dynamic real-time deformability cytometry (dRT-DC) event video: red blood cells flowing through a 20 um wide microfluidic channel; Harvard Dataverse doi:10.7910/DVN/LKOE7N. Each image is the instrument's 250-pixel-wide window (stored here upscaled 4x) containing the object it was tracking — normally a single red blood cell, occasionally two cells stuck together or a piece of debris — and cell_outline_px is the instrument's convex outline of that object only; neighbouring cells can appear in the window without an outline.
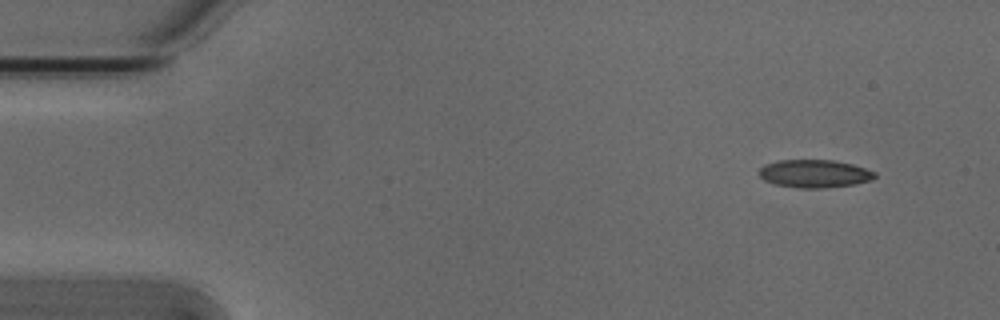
{"species": "Egyptian fruit bat (a non-hibernating species)", "species_latin": "Rousettus aegyptiacus", "temperature_condition": "cold", "stored_images_in_passage": 4, "camera_frame_rate_fps": 3000, "um_per_image_px": 0.085, "animal": {"sex": "male"}, "frame": {"image": 1, "passage_image": 1, "time_ms": 0.0, "image_size_px": [1000, 320], "cell_outline_px": [[876, 176], [872, 180], [856, 184], [824, 188], [796, 188], [772, 184], [764, 180], [760, 176], [760, 168], [764, 164], [780, 160], [832, 160], [852, 164], [876, 172]], "centroid_in_image_um": [69.23, 14.77], "position_along_channel_um": 15.8, "area_um2": 18.96}}
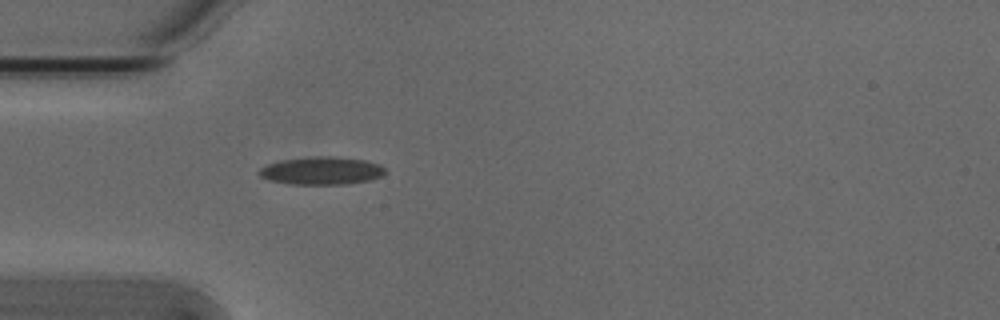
{"frame": {"image": 2, "passage_image": 4, "time_ms": 1.0, "image_size_px": [1000, 320], "cell_outline_px": [[388, 172], [380, 176], [368, 180], [348, 184], [288, 184], [268, 180], [260, 176], [256, 172], [260, 168], [268, 164], [284, 160], [316, 156], [328, 156], [364, 160], [380, 164]], "centroid_in_image_um": [27.32, 14.52], "position_along_channel_um": 57.7, "area_um2": 20.35}}